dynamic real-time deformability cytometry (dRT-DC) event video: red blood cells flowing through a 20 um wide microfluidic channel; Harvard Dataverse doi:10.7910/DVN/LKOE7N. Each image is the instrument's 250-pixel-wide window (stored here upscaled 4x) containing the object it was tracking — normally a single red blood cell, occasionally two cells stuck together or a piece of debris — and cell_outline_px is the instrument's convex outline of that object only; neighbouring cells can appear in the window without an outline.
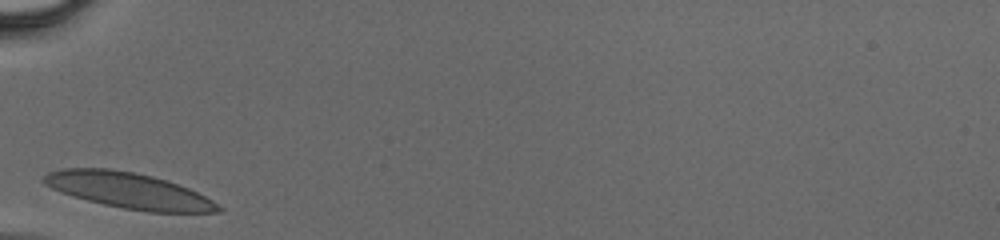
{"species": "human", "species_latin": "Homo sapiens", "temperature_condition": "cold", "stored_images_in_passage": 23, "camera_frame_rate_fps": 3000, "um_per_image_px": 0.085, "donor": {"sex": "male"}, "frame": {"image": 1, "passage_image": 1, "time_ms": 0.0, "image_size_px": [1000, 240], "cell_outline_px": [[224, 208], [220, 212], [148, 212], [124, 208], [104, 204], [72, 196], [60, 192], [44, 184], [40, 180], [48, 172], [64, 168], [108, 168], [136, 172], [152, 176], [188, 188], [212, 200]], "centroid_in_image_um": [10.91, 16.19], "position_along_channel_um": 74.1, "area_um2": 36.18}}
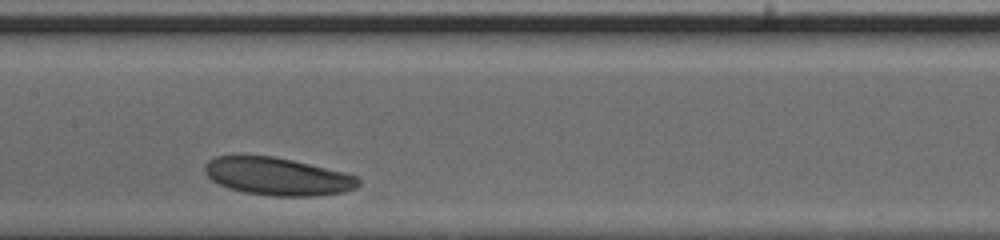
{"frame": {"image": 2, "passage_image": 9, "time_ms": 2.667, "image_size_px": [1000, 240], "cell_outline_px": [[360, 184], [356, 188], [344, 192], [316, 196], [272, 196], [244, 192], [228, 188], [212, 180], [204, 172], [204, 164], [208, 160], [216, 156], [272, 156], [292, 160], [344, 172], [356, 176], [360, 180]], "centroid_in_image_um": [23.59, 15.0], "position_along_channel_um": 183.8, "area_um2": 33.7}}
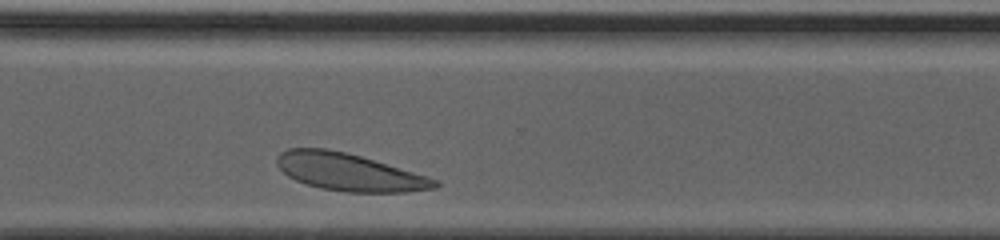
{"frame": {"image": 3, "passage_image": 20, "time_ms": 6.333, "image_size_px": [1000, 240], "cell_outline_px": [[440, 184], [436, 188], [404, 192], [348, 192], [320, 188], [304, 184], [288, 176], [276, 164], [276, 160], [280, 152], [288, 148], [324, 148], [344, 152], [360, 156], [440, 180]], "centroid_in_image_um": [29.66, 14.63], "position_along_channel_um": 340.9, "area_um2": 34.22}}